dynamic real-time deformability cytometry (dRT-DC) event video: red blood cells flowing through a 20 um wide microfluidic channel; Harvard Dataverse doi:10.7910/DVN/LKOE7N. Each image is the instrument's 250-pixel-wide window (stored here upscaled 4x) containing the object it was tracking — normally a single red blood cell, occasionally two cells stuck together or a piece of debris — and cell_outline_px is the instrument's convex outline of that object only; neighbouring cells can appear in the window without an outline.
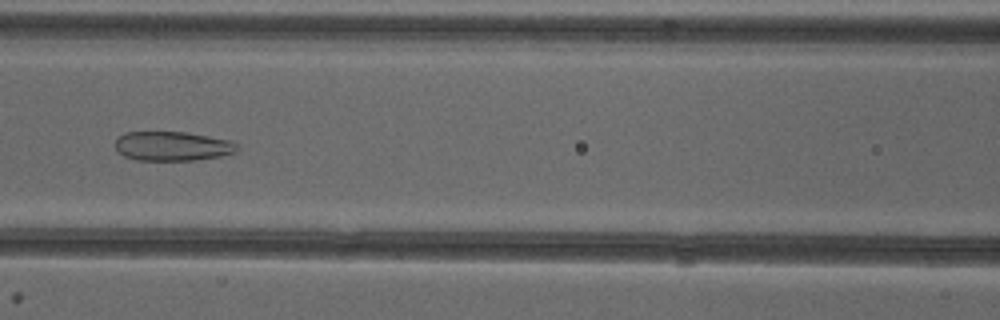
{"species": "common noctule bat (a hibernating species)", "species_latin": "Nyctalus noctula", "temperature_condition": "cold", "stored_images_in_passage": 40, "camera_frame_rate_fps": 3000, "um_per_image_px": 0.085, "animal": {"sex": "female"}, "frame": {"image": 1, "passage_image": 12, "time_ms": 3.667, "image_size_px": [1000, 320], "cell_outline_px": [[240, 148], [236, 152], [220, 156], [196, 160], [136, 160], [124, 156], [112, 144], [124, 132], [184, 132], [232, 140], [240, 144]], "centroid_in_image_um": [14.69, 12.42], "position_along_channel_um": 151.9, "area_um2": 21.04}}
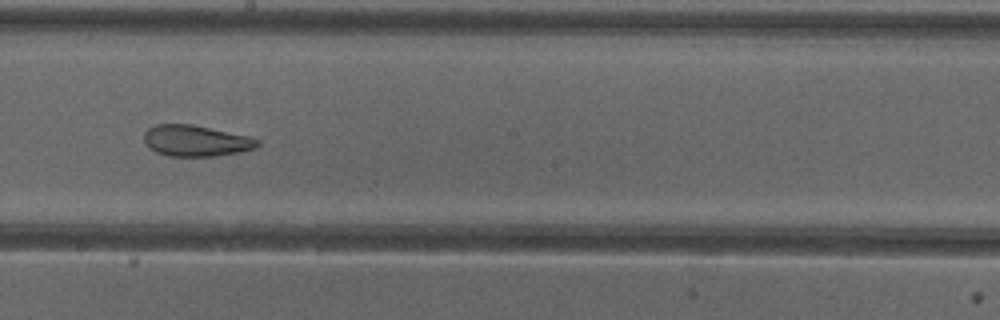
{"frame": {"image": 2, "passage_image": 18, "time_ms": 5.667, "image_size_px": [1000, 320], "cell_outline_px": [[260, 144], [256, 148], [216, 156], [168, 156], [156, 152], [148, 148], [144, 144], [144, 132], [148, 128], [156, 124], [192, 124], [252, 136], [260, 140]], "centroid_in_image_um": [16.65, 11.96], "position_along_channel_um": 231.6, "area_um2": 20.87}, "authors_computed_cell_mechanics": {"area_um2": 24.3627, "velocity_mm_per_s": 3.9887, "shape_relaxation_time_tau1_ms": null, "shape_relaxation_time_tau2_ms": 1.7849, "deformation_change_tau1": null, "deformation_change_tau2": 0.098}}